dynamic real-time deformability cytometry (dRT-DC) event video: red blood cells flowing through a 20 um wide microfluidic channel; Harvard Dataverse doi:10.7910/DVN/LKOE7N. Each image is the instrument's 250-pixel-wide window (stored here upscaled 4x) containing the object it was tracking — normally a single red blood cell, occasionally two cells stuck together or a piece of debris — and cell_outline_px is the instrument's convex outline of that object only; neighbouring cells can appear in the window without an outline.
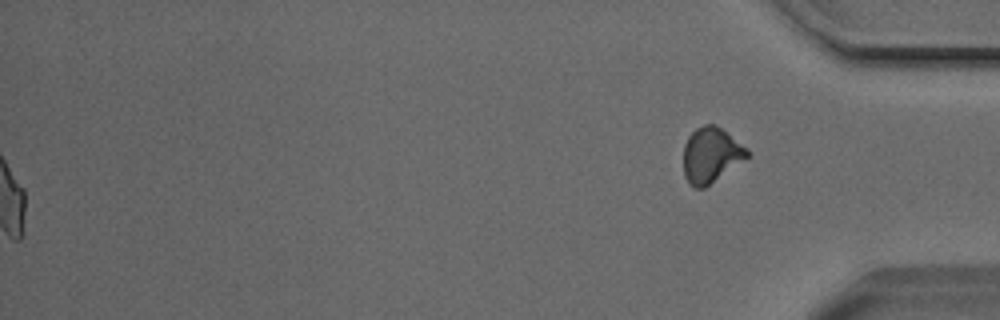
{"species": "Egyptian fruit bat (a non-hibernating species)", "species_latin": "Rousettus aegyptiacus", "temperature_condition": "cold", "stored_images_in_passage": 54, "segment_of_instrument_passage": [2, 2], "camera_frame_rate_fps": 3000, "um_per_image_px": 0.085, "animal": {"sex": "male"}, "frame": {"image": 1, "passage_image": 54, "time_ms": 17.667, "image_size_px": [1000, 320], "cell_outline_px": [[752, 156], [704, 188], [696, 188], [684, 176], [684, 144], [688, 136], [696, 128], [704, 124], [712, 124], [720, 128], [748, 148]], "centroid_in_image_um": [60.47, 13.18], "position_along_channel_um": 374.7, "area_um2": 20.58}}